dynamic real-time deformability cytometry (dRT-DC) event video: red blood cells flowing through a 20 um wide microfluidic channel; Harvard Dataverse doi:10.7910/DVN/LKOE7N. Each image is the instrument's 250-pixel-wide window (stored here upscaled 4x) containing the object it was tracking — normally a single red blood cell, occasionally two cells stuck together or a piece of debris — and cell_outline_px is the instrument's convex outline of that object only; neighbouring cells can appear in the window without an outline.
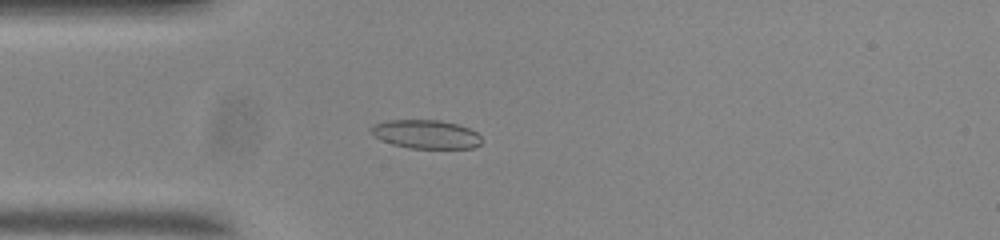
{"species": "common noctule bat (a hibernating species)", "species_latin": "Nyctalus noctula", "temperature_condition": "room temperature", "stored_images_in_passage": 54, "camera_frame_rate_fps": 3000, "um_per_image_px": 0.085, "animal": {"sex": "male", "body_mass_g": 20.0, "forearm_length_mm": 53.3}, "frame": {"image": 1, "passage_image": 14, "time_ms": 4.333, "image_size_px": [1000, 240], "cell_outline_px": [[480, 144], [472, 148], [412, 148], [392, 144], [376, 136], [368, 128], [372, 124], [384, 120], [440, 120], [456, 124], [468, 128], [476, 132], [480, 136]], "centroid_in_image_um": [36.18, 11.4], "position_along_channel_um": 48.8, "area_um2": 18.32}}
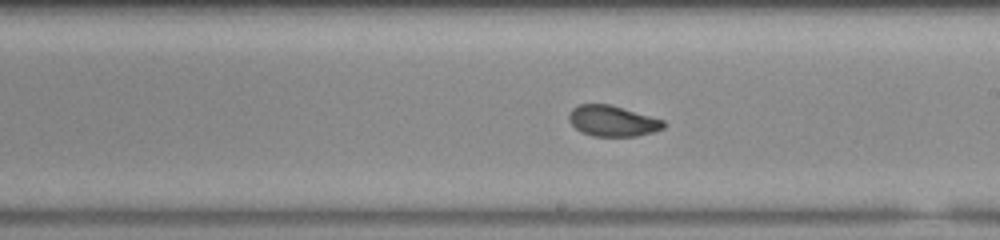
{"frame": {"image": 2, "passage_image": 30, "time_ms": 9.667, "image_size_px": [1000, 240], "cell_outline_px": [[664, 128], [652, 132], [636, 136], [592, 136], [580, 132], [568, 120], [568, 116], [572, 108], [580, 104], [608, 104], [664, 120]], "centroid_in_image_um": [52.03, 10.29], "position_along_channel_um": 237.0, "area_um2": 16.82}}
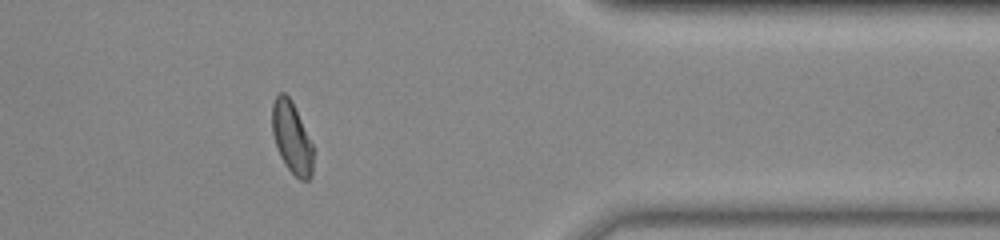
{"frame": {"image": 3, "passage_image": 44, "time_ms": 14.333, "image_size_px": [1000, 240], "cell_outline_px": [[312, 176], [308, 180], [300, 180], [288, 168], [280, 156], [272, 132], [272, 104], [276, 96], [280, 92], [284, 92], [292, 100], [312, 144]], "centroid_in_image_um": [24.79, 11.68], "position_along_channel_um": 386.6, "area_um2": 16.88}, "authors_computed_cell_mechanics": {"area_um2": 17.629, "velocity_mm_per_s": 3.6849, "shape_relaxation_time_tau1_ms": null, "shape_relaxation_time_tau2_ms": 1.3251, "deformation_change_tau1": null, "deformation_change_tau2": 0.0514}}